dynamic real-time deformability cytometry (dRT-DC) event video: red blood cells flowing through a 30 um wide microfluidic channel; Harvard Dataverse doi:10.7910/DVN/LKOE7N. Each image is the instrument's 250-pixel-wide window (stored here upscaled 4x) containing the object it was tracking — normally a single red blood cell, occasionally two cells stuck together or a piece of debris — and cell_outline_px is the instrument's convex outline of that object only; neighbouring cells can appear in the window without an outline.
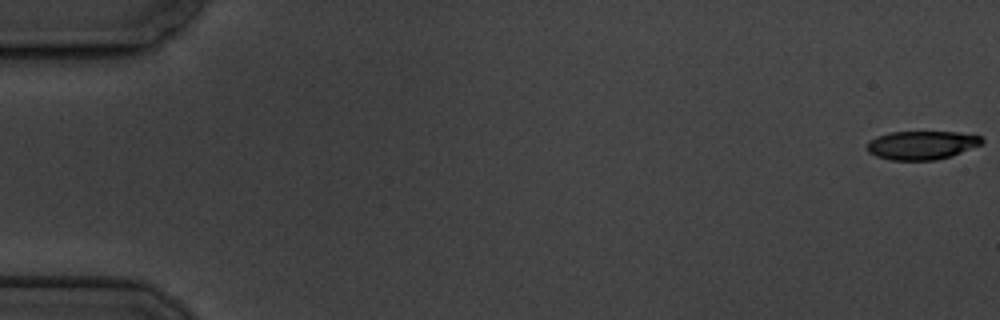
{"species": "common noctule bat (a hibernating species)", "species_latin": "Nyctalus noctula", "temperature_condition": "cold", "stored_images_in_passage": 7, "camera_frame_rate_fps": 3000, "um_per_image_px": 0.085, "animal": {"sex": "male", "body_mass_g": 19.5, "forearm_length_mm": 54.6}, "frame": {"image": 1, "passage_image": 1, "time_ms": 0.0, "image_size_px": [1000, 320], "cell_outline_px": [[984, 144], [952, 156], [936, 160], [892, 160], [876, 156], [868, 152], [868, 140], [876, 136], [888, 132], [960, 132], [980, 136], [984, 140]], "centroid_in_image_um": [78.37, 12.33], "position_along_channel_um": 6.6, "area_um2": 19.36}}
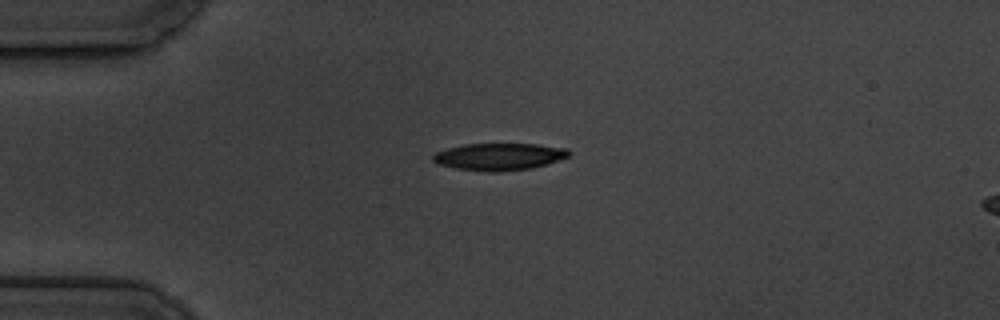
{"frame": {"image": 2, "passage_image": 5, "time_ms": 4.667, "image_size_px": [1000, 320], "cell_outline_px": [[572, 152], [568, 156], [548, 164], [532, 168], [496, 172], [488, 172], [452, 168], [436, 164], [432, 160], [432, 156], [436, 152], [448, 148], [464, 144], [536, 144], [568, 148]], "centroid_in_image_um": [42.41, 13.32], "position_along_channel_um": 42.6, "area_um2": 21.68}}
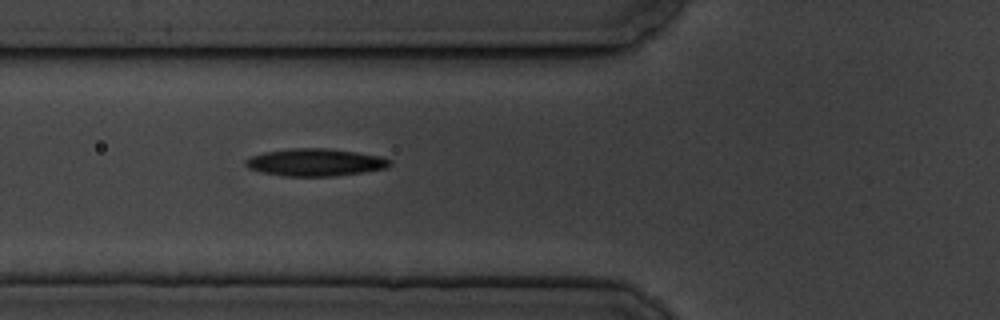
{"frame": {"image": 3, "passage_image": 7, "time_ms": 7.0, "image_size_px": [1000, 320], "cell_outline_px": [[392, 164], [388, 168], [364, 172], [332, 176], [280, 176], [260, 172], [248, 168], [244, 164], [244, 160], [252, 156], [264, 152], [292, 148], [328, 148], [356, 152], [380, 156], [392, 160]], "centroid_in_image_um": [26.8, 13.8], "position_along_channel_um": 99.0, "area_um2": 23.24}}